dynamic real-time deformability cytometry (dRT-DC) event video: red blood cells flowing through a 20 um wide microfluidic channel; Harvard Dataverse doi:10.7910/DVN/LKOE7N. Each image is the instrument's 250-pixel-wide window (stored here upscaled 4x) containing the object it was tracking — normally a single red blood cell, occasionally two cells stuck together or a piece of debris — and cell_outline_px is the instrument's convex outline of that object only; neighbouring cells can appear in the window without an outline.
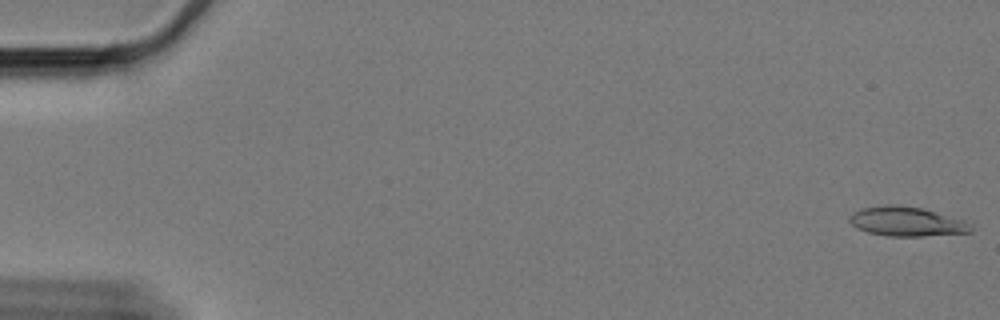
{"species": "Egyptian fruit bat (a non-hibernating species)", "species_latin": "Rousettus aegyptiacus", "temperature_condition": "cold", "stored_images_in_passage": 5, "camera_frame_rate_fps": 3000, "um_per_image_px": 0.085, "animal": {"sex": "female"}, "frame": {"image": 1, "passage_image": 1, "time_ms": 0.0, "image_size_px": [1000, 320], "cell_outline_px": [[972, 232], [924, 236], [888, 236], [868, 232], [856, 228], [848, 220], [848, 216], [852, 212], [860, 208], [888, 204], [900, 204], [920, 208], [964, 220], [972, 228]], "centroid_in_image_um": [76.99, 18.82], "position_along_channel_um": 8.0, "area_um2": 20.81}}